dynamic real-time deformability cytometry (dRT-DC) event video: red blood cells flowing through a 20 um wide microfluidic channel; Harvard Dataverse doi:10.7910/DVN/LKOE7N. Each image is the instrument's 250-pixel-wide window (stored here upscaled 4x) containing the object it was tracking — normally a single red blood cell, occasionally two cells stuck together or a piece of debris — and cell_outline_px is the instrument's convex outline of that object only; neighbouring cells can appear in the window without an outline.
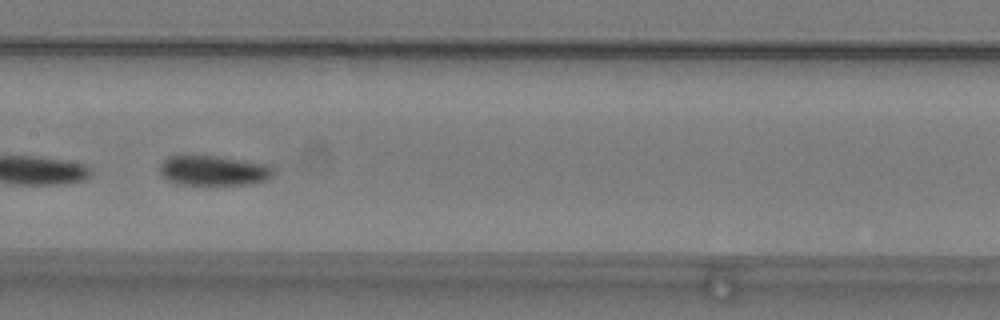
{"species": "common noctule bat (a hibernating species)", "species_latin": "Nyctalus noctula", "temperature_condition": "warm", "stored_images_in_passage": 17, "camera_frame_rate_fps": 3000, "um_per_image_px": 0.085, "animal": {"sex": "male", "body_mass_g": 19.2, "forearm_length_mm": 51.8}, "frame": {"image": 1, "passage_image": 12, "time_ms": 3.667, "image_size_px": [1000, 320], "cell_outline_px": [[276, 172], [272, 176], [264, 180], [252, 184], [180, 184], [168, 180], [160, 172], [160, 164], [168, 156], [216, 156], [268, 164]], "centroid_in_image_um": [18.18, 14.49], "position_along_channel_um": 189.2, "area_um2": 19.59}}